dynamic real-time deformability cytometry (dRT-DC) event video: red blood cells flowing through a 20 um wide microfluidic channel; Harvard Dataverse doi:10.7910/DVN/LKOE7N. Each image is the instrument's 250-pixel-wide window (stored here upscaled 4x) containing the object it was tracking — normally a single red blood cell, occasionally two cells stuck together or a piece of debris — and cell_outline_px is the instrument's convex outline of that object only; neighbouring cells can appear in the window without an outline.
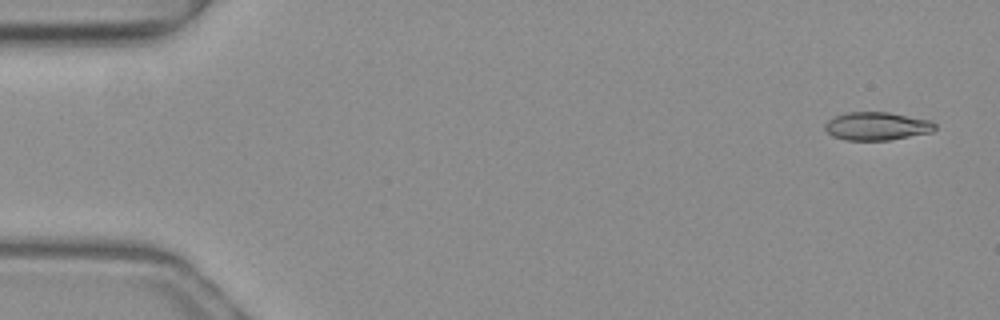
{"species": "common noctule bat (a hibernating species)", "species_latin": "Nyctalus noctula", "temperature_condition": "warm", "stored_images_in_passage": 51, "camera_frame_rate_fps": 3000, "um_per_image_px": 0.085, "animal": {"sex": "female", "body_mass_g": 19.3, "forearm_length_mm": 54.1}, "frame": {"image": 1, "passage_image": 2, "time_ms": 0.333, "image_size_px": [1000, 320], "cell_outline_px": [[936, 128], [932, 132], [888, 140], [844, 140], [832, 136], [824, 128], [824, 124], [832, 116], [844, 112], [888, 112], [932, 120], [936, 124]], "centroid_in_image_um": [74.51, 10.71], "position_along_channel_um": 10.5, "area_um2": 18.26}}
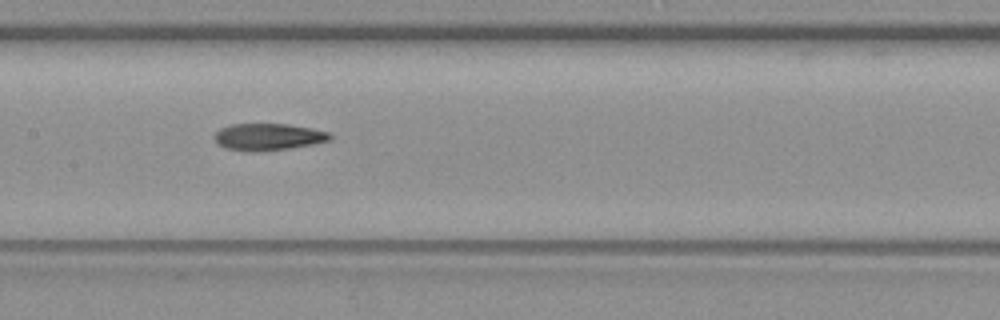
{"frame": {"image": 2, "passage_image": 25, "time_ms": 8.0, "image_size_px": [1000, 320], "cell_outline_px": [[332, 136], [328, 140], [312, 144], [288, 148], [252, 152], [244, 152], [224, 148], [216, 144], [212, 136], [220, 128], [232, 124], [288, 124], [312, 128], [328, 132]], "centroid_in_image_um": [22.7, 11.64], "position_along_channel_um": 184.7, "area_um2": 18.21}}
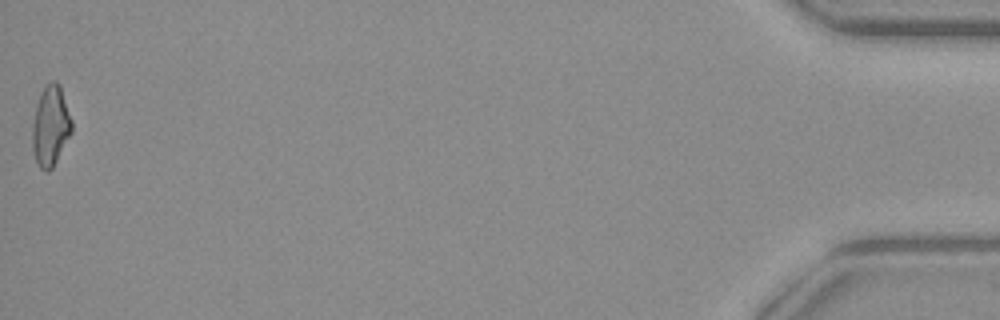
{"frame": {"image": 3, "passage_image": 51, "time_ms": 16.667, "image_size_px": [1000, 320], "cell_outline_px": [[72, 132], [52, 168], [48, 172], [40, 168], [36, 160], [32, 148], [32, 124], [36, 104], [40, 92], [52, 80], [56, 80], [60, 84], [72, 120]], "centroid_in_image_um": [4.29, 10.68], "position_along_channel_um": 430.9, "area_um2": 18.5}, "authors_computed_cell_mechanics": {"area_um2": 18.207, "velocity_mm_per_s": 4.0405, "shape_relaxation_time_tau1_ms": null, "shape_relaxation_time_tau2_ms": 4.2644, "deformation_change_tau1": null, "deformation_change_tau2": 0.1122}}